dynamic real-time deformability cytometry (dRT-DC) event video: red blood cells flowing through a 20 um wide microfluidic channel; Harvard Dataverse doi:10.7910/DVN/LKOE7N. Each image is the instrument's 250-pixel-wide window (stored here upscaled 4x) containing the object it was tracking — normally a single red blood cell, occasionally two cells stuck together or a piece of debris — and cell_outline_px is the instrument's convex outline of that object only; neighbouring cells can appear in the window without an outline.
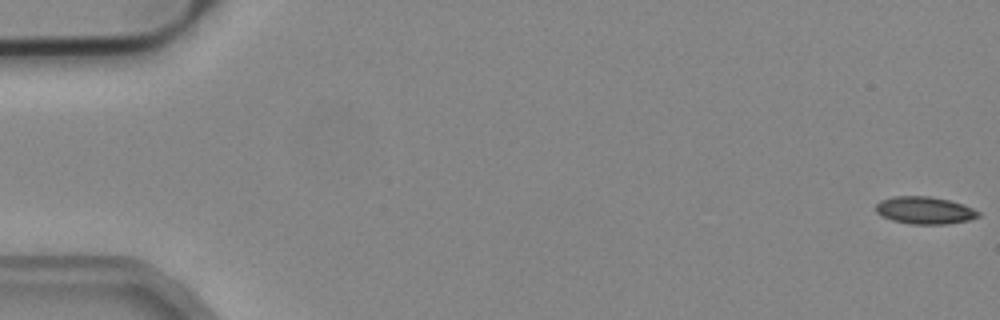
{"species": "common noctule bat (a hibernating species)", "species_latin": "Nyctalus noctula", "temperature_condition": "cold", "stored_images_in_passage": 53, "camera_frame_rate_fps": 3000, "um_per_image_px": 0.085, "animal": {"sex": "male", "body_mass_g": 19.2, "forearm_length_mm": 51.8}, "frame": {"image": 1, "passage_image": 1, "time_ms": 0.0, "image_size_px": [1000, 320], "cell_outline_px": [[980, 216], [968, 220], [948, 224], [912, 224], [892, 220], [880, 216], [876, 212], [876, 204], [880, 200], [892, 196], [928, 196], [948, 200], [964, 204], [980, 212]], "centroid_in_image_um": [78.58, 17.88], "position_along_channel_um": 6.4, "area_um2": 16.42}}
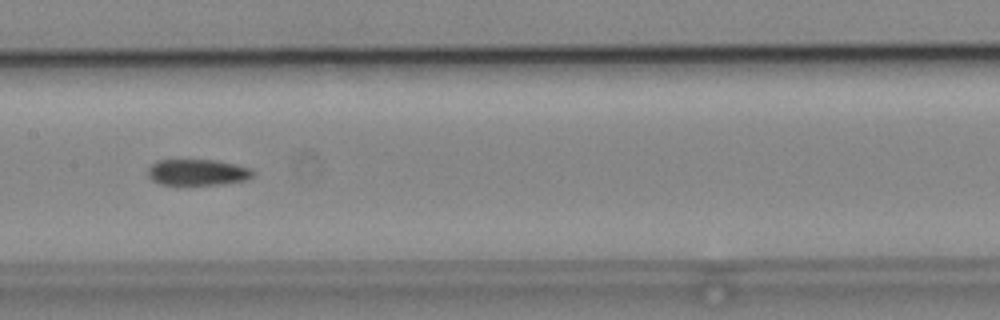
{"frame": {"image": 2, "passage_image": 27, "time_ms": 8.667, "image_size_px": [1000, 320], "cell_outline_px": [[256, 172], [248, 180], [220, 184], [176, 188], [160, 184], [152, 180], [148, 176], [148, 168], [152, 164], [160, 160], [216, 160], [252, 168]], "centroid_in_image_um": [16.77, 14.7], "position_along_channel_um": 190.6, "area_um2": 16.82}}
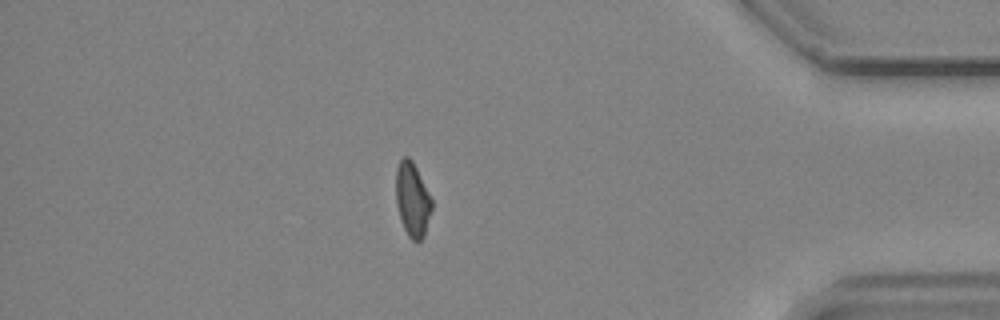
{"frame": {"image": 3, "passage_image": 46, "time_ms": 15.0, "image_size_px": [1000, 320], "cell_outline_px": [[432, 208], [424, 236], [420, 240], [412, 240], [408, 236], [404, 228], [396, 204], [396, 168], [400, 160], [404, 156], [408, 156], [412, 160], [432, 200]], "centroid_in_image_um": [35.04, 16.95], "position_along_channel_um": 400.2, "area_um2": 15.26}, "authors_computed_cell_mechanics": {"area_um2": 16.6464, "velocity_mm_per_s": 3.9251, "shape_relaxation_time_tau1_ms": 8.6092, "shape_relaxation_time_tau2_ms": 6.0242, "deformation_change_tau1": 0.1525, "deformation_change_tau2": 0.1083}}